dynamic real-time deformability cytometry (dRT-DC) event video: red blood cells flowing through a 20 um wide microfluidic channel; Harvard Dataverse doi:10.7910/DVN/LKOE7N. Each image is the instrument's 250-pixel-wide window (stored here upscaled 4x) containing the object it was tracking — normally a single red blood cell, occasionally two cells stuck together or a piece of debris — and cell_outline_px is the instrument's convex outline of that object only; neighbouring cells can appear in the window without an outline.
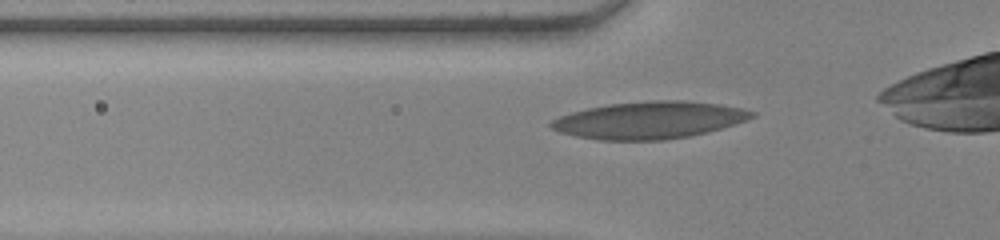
{"species": "human", "species_latin": "Homo sapiens", "temperature_condition": "warm", "stored_images_in_passage": 35, "camera_frame_rate_fps": 3000, "um_per_image_px": 0.085, "donor": {"sex": "female"}, "frame": {"image": 1, "passage_image": 3, "time_ms": 0.667, "image_size_px": [1000, 240], "cell_outline_px": [[756, 116], [748, 120], [708, 132], [688, 136], [664, 140], [600, 140], [576, 136], [560, 132], [552, 128], [548, 124], [552, 120], [560, 116], [572, 112], [588, 108], [608, 104], [652, 100], [684, 100], [720, 104], [744, 108], [756, 112]], "centroid_in_image_um": [55.23, 10.2], "position_along_channel_um": 70.6, "area_um2": 43.58}}
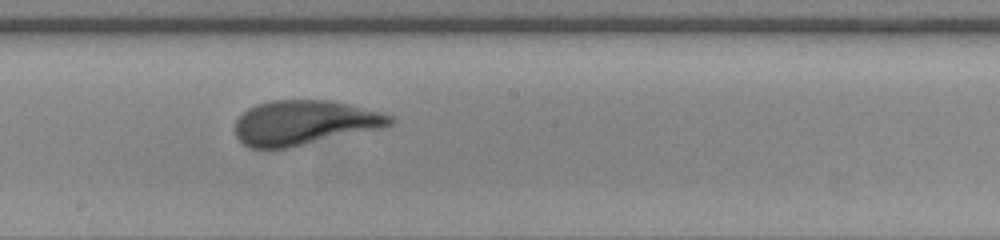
{"frame": {"image": 2, "passage_image": 15, "time_ms": 4.667, "image_size_px": [1000, 240], "cell_outline_px": [[396, 120], [392, 124], [380, 128], [288, 148], [248, 148], [236, 136], [236, 120], [248, 108], [256, 104], [272, 100], [328, 100], [348, 104], [392, 116]], "centroid_in_image_um": [25.83, 10.43], "position_along_channel_um": 222.4, "area_um2": 39.88}}
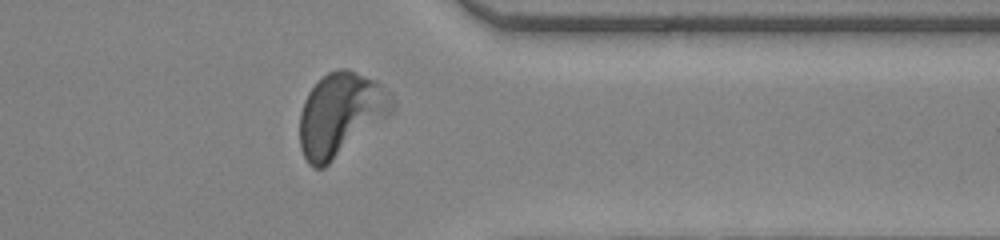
{"frame": {"image": 3, "passage_image": 28, "time_ms": 9.0, "image_size_px": [1000, 240], "cell_outline_px": [[380, 84], [372, 108], [332, 160], [324, 168], [312, 168], [308, 164], [300, 148], [300, 112], [304, 100], [308, 92], [328, 72], [340, 68], [348, 68], [376, 80]], "centroid_in_image_um": [28.4, 9.66], "position_along_channel_um": 383.0, "area_um2": 37.11}, "authors_computed_cell_mechanics": {"area_um2": 40.749, "velocity_mm_per_s": 3.8056, "shape_relaxation_time_tau1_ms": 3.3402, "shape_relaxation_time_tau2_ms": null, "deformation_change_tau1": 0.1509, "deformation_change_tau2": null}}